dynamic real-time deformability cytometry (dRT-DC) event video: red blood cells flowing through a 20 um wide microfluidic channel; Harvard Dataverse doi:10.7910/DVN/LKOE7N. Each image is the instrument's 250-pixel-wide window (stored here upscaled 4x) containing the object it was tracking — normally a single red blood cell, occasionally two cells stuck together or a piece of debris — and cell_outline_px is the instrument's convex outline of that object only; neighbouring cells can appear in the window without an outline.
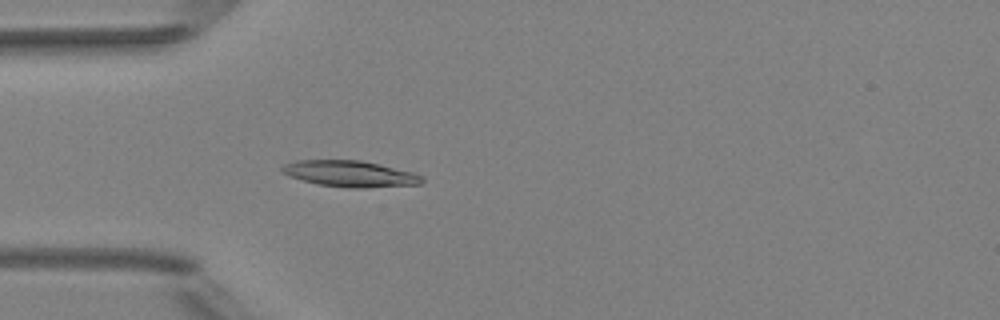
{"species": "Egyptian fruit bat (a non-hibernating species)", "species_latin": "Rousettus aegyptiacus", "temperature_condition": "room temperature", "stored_images_in_passage": 4, "camera_frame_rate_fps": 3000, "um_per_image_px": 0.085, "animal": {"sex": "female"}, "frame": {"image": 1, "passage_image": 4, "time_ms": 3.333, "image_size_px": [1000, 320], "cell_outline_px": [[424, 180], [420, 184], [364, 188], [348, 188], [316, 184], [288, 176], [280, 168], [284, 164], [296, 160], [360, 160], [412, 172], [424, 176]], "centroid_in_image_um": [29.74, 14.77], "position_along_channel_um": 55.3, "area_um2": 21.33}}